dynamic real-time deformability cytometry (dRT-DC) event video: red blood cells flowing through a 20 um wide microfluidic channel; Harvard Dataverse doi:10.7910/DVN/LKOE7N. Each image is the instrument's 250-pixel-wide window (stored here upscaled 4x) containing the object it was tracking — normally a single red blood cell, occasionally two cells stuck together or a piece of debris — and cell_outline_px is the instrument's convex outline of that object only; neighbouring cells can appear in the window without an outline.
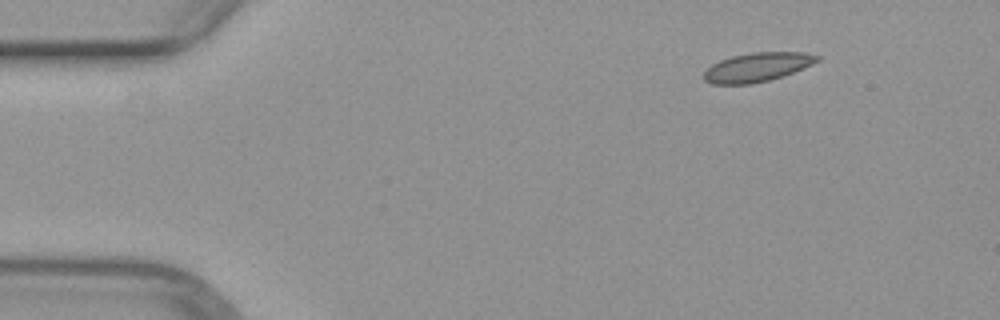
{"species": "common noctule bat (a hibernating species)", "species_latin": "Nyctalus noctula", "temperature_condition": "warm", "stored_images_in_passage": 46, "camera_frame_rate_fps": 3000, "um_per_image_px": 0.085, "animal": {"sex": "female", "body_mass_g": 29.2, "forearm_length_mm": 56.3}, "frame": {"image": 1, "passage_image": 1, "time_ms": 0.0, "image_size_px": [1000, 320], "cell_outline_px": [[820, 60], [804, 68], [784, 76], [752, 84], [712, 84], [704, 80], [704, 72], [712, 64], [720, 60], [732, 56], [752, 52], [804, 52], [820, 56]], "centroid_in_image_um": [64.38, 5.71], "position_along_channel_um": 20.6, "area_um2": 19.19}}
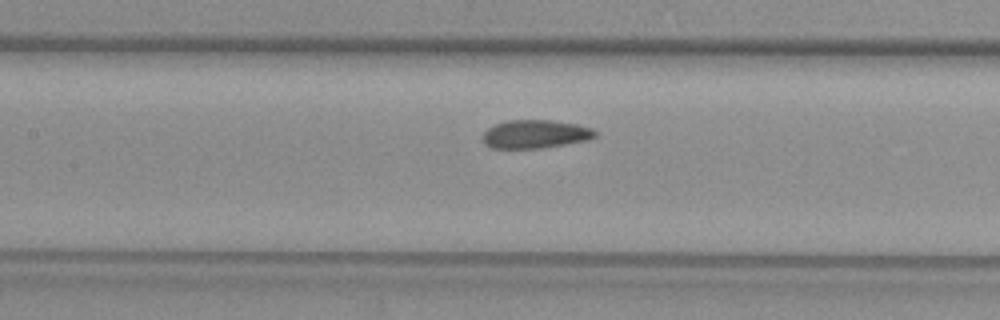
{"frame": {"image": 2, "passage_image": 18, "time_ms": 5.667, "image_size_px": [1000, 320], "cell_outline_px": [[596, 136], [588, 140], [540, 148], [492, 148], [484, 144], [484, 132], [488, 128], [496, 124], [508, 120], [548, 120], [576, 124], [592, 128], [596, 132]], "centroid_in_image_um": [45.5, 11.4], "position_along_channel_um": 161.9, "area_um2": 18.38}}
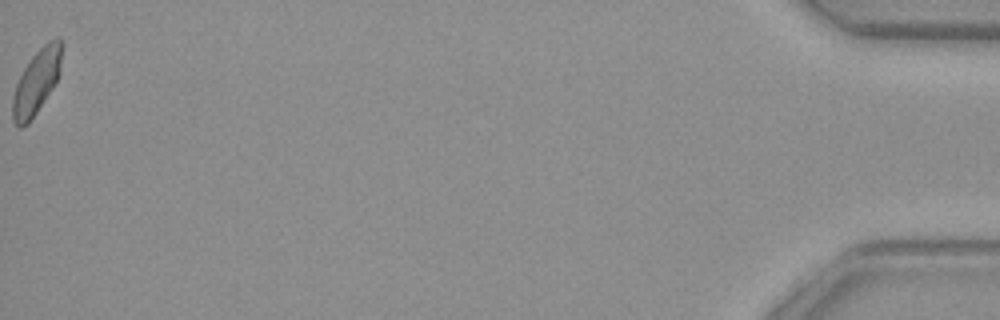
{"frame": {"image": 3, "passage_image": 46, "time_ms": 15.0, "image_size_px": [1000, 320], "cell_outline_px": [[64, 44], [60, 72], [52, 88], [28, 124], [20, 128], [12, 120], [12, 96], [16, 84], [24, 68], [32, 56], [48, 40], [60, 36]], "centroid_in_image_um": [3.12, 6.9], "position_along_channel_um": 432.1, "area_um2": 18.55}}